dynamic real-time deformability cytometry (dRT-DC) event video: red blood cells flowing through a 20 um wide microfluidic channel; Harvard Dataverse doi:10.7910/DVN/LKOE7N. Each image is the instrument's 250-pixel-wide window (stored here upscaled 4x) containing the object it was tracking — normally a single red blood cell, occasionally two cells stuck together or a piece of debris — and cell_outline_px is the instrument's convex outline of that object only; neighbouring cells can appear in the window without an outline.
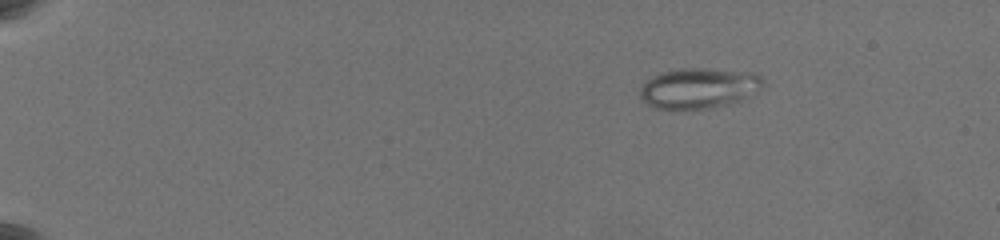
{"species": "common noctule bat (a hibernating species)", "species_latin": "Nyctalus noctula", "temperature_condition": "warm", "stored_images_in_passage": 50, "camera_frame_rate_fps": 3000, "um_per_image_px": 0.085, "animal": {"sex": "female", "body_mass_g": 19.5, "forearm_length_mm": 54.1}, "frame": {"image": 1, "passage_image": 1, "time_ms": 0.0, "image_size_px": [1000, 240], "cell_outline_px": [[764, 84], [756, 92], [740, 100], [728, 104], [712, 108], [672, 112], [652, 108], [640, 96], [640, 88], [652, 76], [660, 72], [680, 68], [704, 68], [756, 72], [764, 80]], "centroid_in_image_um": [59.37, 7.52], "position_along_channel_um": 25.6, "area_um2": 29.82}}
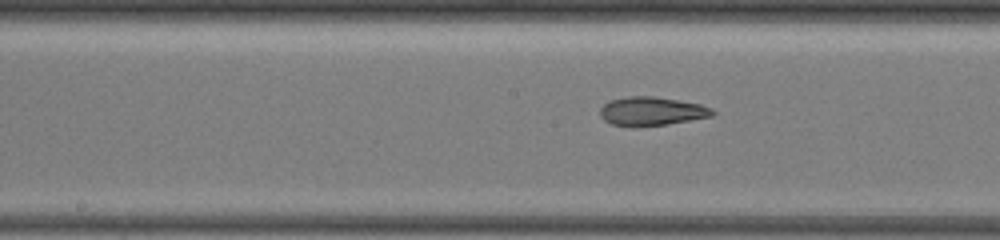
{"frame": {"image": 2, "passage_image": 25, "time_ms": 8.0, "image_size_px": [1000, 240], "cell_outline_px": [[716, 112], [712, 116], [668, 124], [636, 128], [612, 124], [604, 120], [600, 116], [600, 108], [608, 100], [628, 96], [656, 96], [700, 104], [712, 108]], "centroid_in_image_um": [55.36, 9.46], "position_along_channel_um": 192.8, "area_um2": 19.13}}
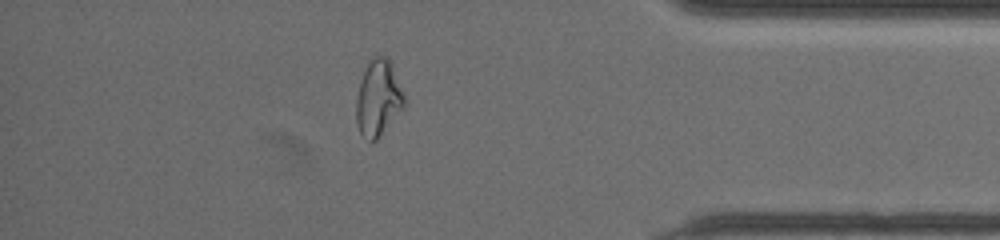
{"frame": {"image": 3, "passage_image": 44, "time_ms": 14.333, "image_size_px": [1000, 240], "cell_outline_px": [[404, 108], [376, 140], [372, 140], [360, 132], [356, 124], [356, 100], [360, 84], [368, 60], [372, 56], [388, 56], [392, 64], [404, 92]], "centroid_in_image_um": [32.17, 8.29], "position_along_channel_um": 403.0, "area_um2": 21.15}, "authors_computed_cell_mechanics": {"area_um2": 21.1259, "velocity_mm_per_s": 3.6764, "shape_relaxation_time_tau1_ms": null, "shape_relaxation_time_tau2_ms": 1.712, "deformation_change_tau1": null, "deformation_change_tau2": 0.0825}}